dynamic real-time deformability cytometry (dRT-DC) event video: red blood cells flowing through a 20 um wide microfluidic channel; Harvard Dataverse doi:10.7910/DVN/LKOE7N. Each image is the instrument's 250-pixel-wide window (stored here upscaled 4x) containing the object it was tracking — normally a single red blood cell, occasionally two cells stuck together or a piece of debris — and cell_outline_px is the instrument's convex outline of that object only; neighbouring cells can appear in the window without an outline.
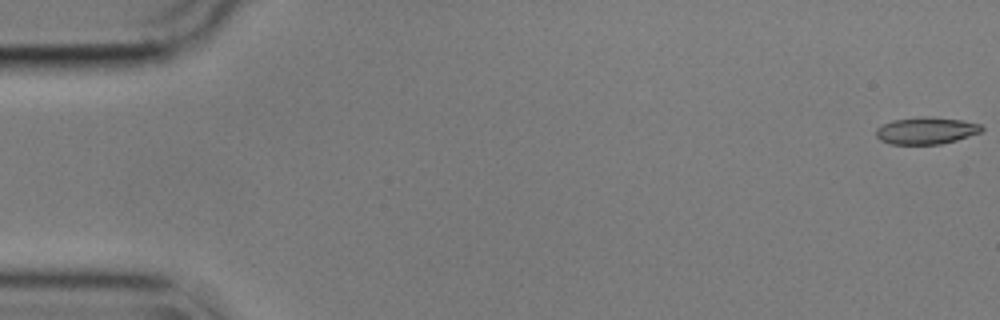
{"species": "common noctule bat (a hibernating species)", "species_latin": "Nyctalus noctula", "temperature_condition": "cold", "stored_images_in_passage": 56, "camera_frame_rate_fps": 3000, "um_per_image_px": 0.085, "animal": {"sex": "male", "body_mass_g": 17.9}, "frame": {"image": 1, "passage_image": 1, "time_ms": 0.0, "image_size_px": [1000, 320], "cell_outline_px": [[984, 128], [980, 132], [956, 140], [940, 144], [892, 144], [880, 140], [876, 136], [876, 128], [892, 120], [924, 116], [928, 116], [960, 120], [980, 124]], "centroid_in_image_um": [78.7, 11.1], "position_along_channel_um": 6.3, "area_um2": 16.47}}
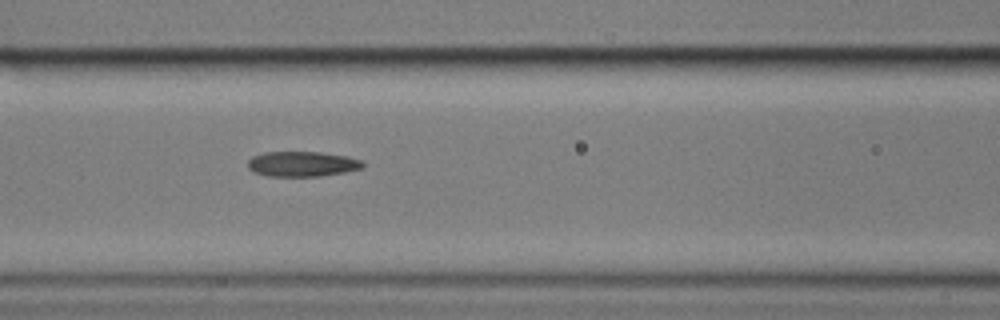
{"frame": {"image": 2, "passage_image": 24, "time_ms": 7.667, "image_size_px": [1000, 320], "cell_outline_px": [[364, 164], [360, 168], [344, 172], [320, 176], [268, 176], [252, 172], [248, 168], [248, 160], [252, 156], [264, 152], [320, 152], [348, 156], [360, 160]], "centroid_in_image_um": [25.63, 13.93], "position_along_channel_um": 141.0, "area_um2": 16.82}}
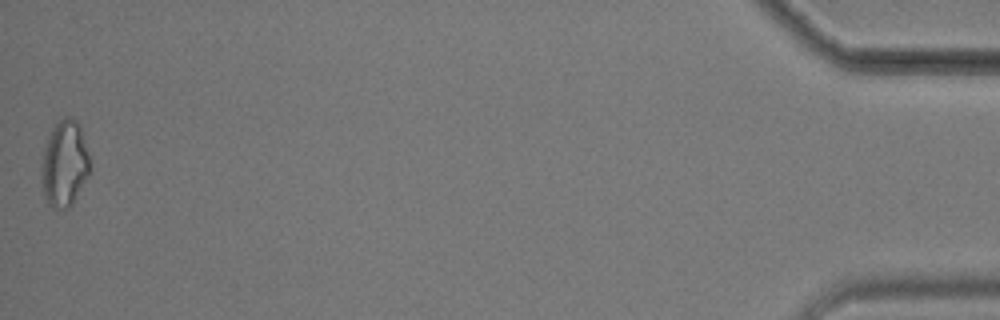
{"frame": {"image": 3, "passage_image": 56, "time_ms": 18.333, "image_size_px": [1000, 320], "cell_outline_px": [[88, 172], [72, 204], [68, 208], [52, 208], [48, 204], [44, 196], [40, 172], [40, 164], [44, 148], [48, 136], [52, 128], [64, 116], [72, 116], [80, 124], [88, 156]], "centroid_in_image_um": [5.43, 13.88], "position_along_channel_um": 429.8, "area_um2": 24.04}, "authors_computed_cell_mechanics": {"area_um2": 17.1955, "velocity_mm_per_s": 3.5825, "shape_relaxation_time_tau1_ms": null, "shape_relaxation_time_tau2_ms": 3.837, "deformation_change_tau1": null, "deformation_change_tau2": 0.1119}}